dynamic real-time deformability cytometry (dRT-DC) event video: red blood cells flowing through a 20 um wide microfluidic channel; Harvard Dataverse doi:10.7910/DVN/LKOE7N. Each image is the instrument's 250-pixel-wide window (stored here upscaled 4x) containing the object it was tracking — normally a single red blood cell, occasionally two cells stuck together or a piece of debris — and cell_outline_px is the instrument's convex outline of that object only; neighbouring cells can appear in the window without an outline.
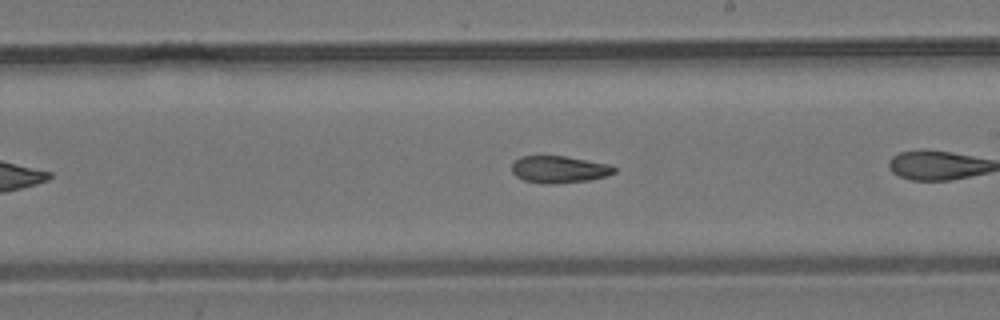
{"species": "common noctule bat (a hibernating species)", "species_latin": "Nyctalus noctula", "temperature_condition": "room temperature", "stored_images_in_passage": 26, "camera_frame_rate_fps": 3000, "um_per_image_px": 0.085, "animal": {"sex": "male", "body_mass_g": 19.2, "forearm_length_mm": 51.8}, "frame": {"image": 1, "passage_image": 15, "time_ms": 4.667, "image_size_px": [1000, 320], "cell_outline_px": [[616, 172], [608, 176], [588, 180], [556, 184], [540, 184], [524, 180], [516, 176], [512, 172], [512, 164], [520, 156], [564, 156], [612, 164], [616, 168]], "centroid_in_image_um": [47.56, 14.4], "position_along_channel_um": 241.4, "area_um2": 16.36}}